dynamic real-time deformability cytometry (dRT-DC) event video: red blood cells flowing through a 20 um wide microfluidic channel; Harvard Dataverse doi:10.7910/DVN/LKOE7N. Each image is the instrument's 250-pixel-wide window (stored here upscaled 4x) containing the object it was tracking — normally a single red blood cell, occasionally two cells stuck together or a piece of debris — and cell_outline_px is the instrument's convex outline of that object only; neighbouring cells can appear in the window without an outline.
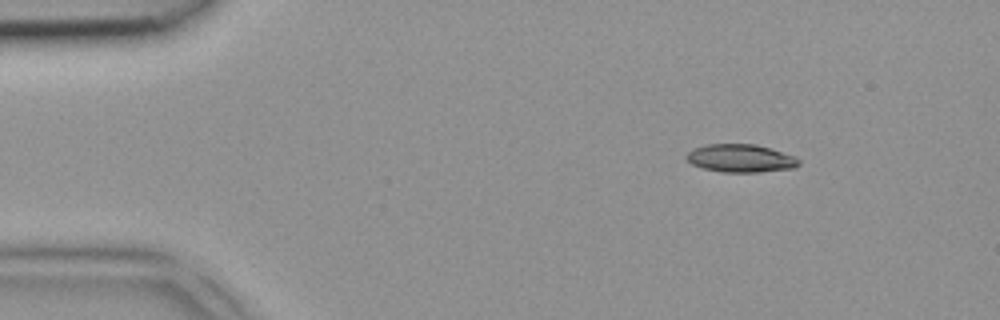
{"species": "common noctule bat (a hibernating species)", "species_latin": "Nyctalus noctula", "temperature_condition": "room temperature", "stored_images_in_passage": 3, "camera_frame_rate_fps": 3000, "um_per_image_px": 0.085, "animal": {"sex": "female", "body_mass_g": 18.4}, "frame": {"image": 1, "passage_image": 1, "time_ms": 0.0, "image_size_px": [1000, 320], "cell_outline_px": [[800, 164], [796, 168], [760, 172], [720, 172], [704, 168], [692, 164], [684, 156], [692, 148], [704, 144], [756, 144], [796, 156], [800, 160]], "centroid_in_image_um": [62.96, 13.45], "position_along_channel_um": 22.0, "area_um2": 18.55}}
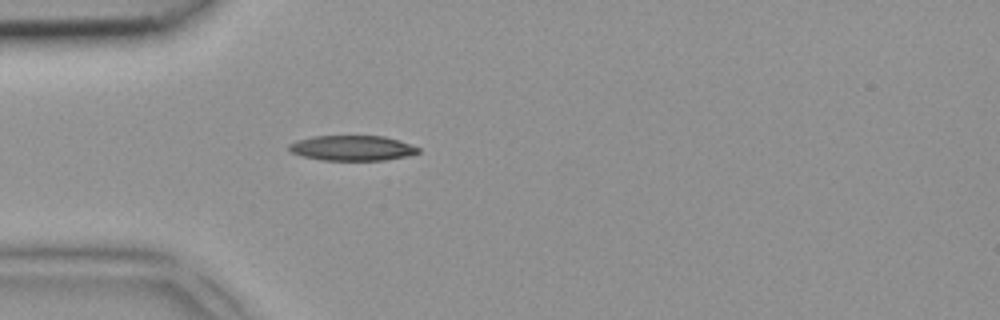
{"frame": {"image": 2, "passage_image": 3, "time_ms": 0.667, "image_size_px": [1000, 320], "cell_outline_px": [[420, 152], [408, 156], [384, 160], [320, 160], [304, 156], [292, 152], [288, 148], [288, 144], [296, 140], [312, 136], [384, 136], [400, 140], [420, 148]], "centroid_in_image_um": [29.95, 12.58], "position_along_channel_um": 55.1, "area_um2": 19.02}}